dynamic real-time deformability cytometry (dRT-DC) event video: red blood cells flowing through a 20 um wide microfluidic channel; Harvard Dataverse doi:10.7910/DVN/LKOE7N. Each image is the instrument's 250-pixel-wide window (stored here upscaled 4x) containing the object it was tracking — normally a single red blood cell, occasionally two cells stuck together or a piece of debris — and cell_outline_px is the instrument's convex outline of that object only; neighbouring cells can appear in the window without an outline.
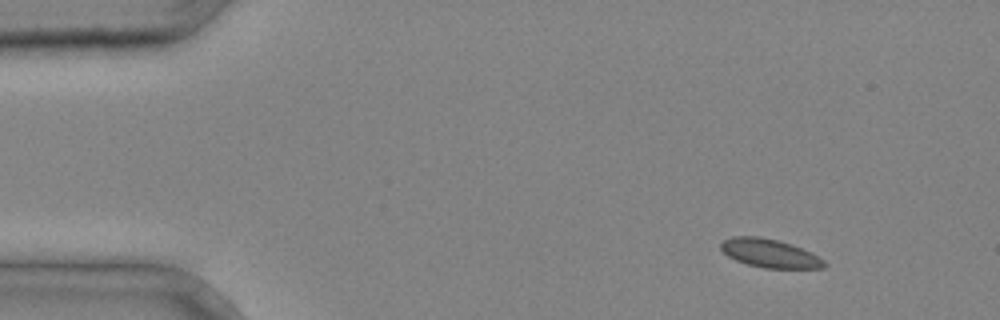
{"species": "common noctule bat (a hibernating species)", "species_latin": "Nyctalus noctula", "temperature_condition": "cold", "stored_images_in_passage": 3, "camera_frame_rate_fps": 3000, "um_per_image_px": 0.085, "animal": {"sex": "male", "body_mass_g": 20.4}, "frame": {"image": 1, "passage_image": 1, "time_ms": 0.0, "image_size_px": [1000, 320], "cell_outline_px": [[828, 264], [824, 268], [764, 268], [748, 264], [736, 260], [728, 256], [720, 248], [720, 244], [724, 240], [732, 236], [760, 236], [792, 244], [812, 252], [824, 260]], "centroid_in_image_um": [65.45, 21.52], "position_along_channel_um": 19.6, "area_um2": 17.22}}